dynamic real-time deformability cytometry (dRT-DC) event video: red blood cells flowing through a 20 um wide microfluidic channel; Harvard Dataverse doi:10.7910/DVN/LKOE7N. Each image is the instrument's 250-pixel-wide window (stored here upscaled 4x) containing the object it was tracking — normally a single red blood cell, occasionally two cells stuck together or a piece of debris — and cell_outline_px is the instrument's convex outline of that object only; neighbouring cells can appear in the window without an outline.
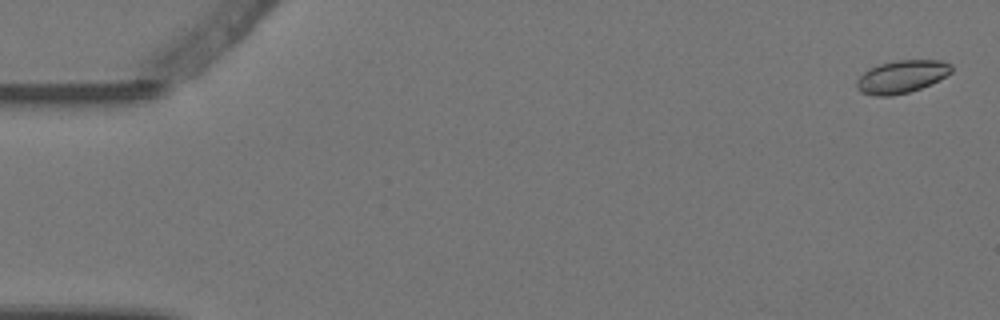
{"species": "Egyptian fruit bat (a non-hibernating species)", "species_latin": "Rousettus aegyptiacus", "temperature_condition": "warm", "stored_images_in_passage": 4, "camera_frame_rate_fps": 3000, "um_per_image_px": 0.085, "animal": {"sex": "female"}, "frame": {"image": 1, "passage_image": 1, "time_ms": 0.0, "image_size_px": [1000, 320], "cell_outline_px": [[952, 72], [920, 88], [908, 92], [892, 96], [872, 96], [860, 92], [856, 88], [856, 80], [864, 72], [880, 64], [896, 60], [940, 60], [952, 64]], "centroid_in_image_um": [76.6, 6.52], "position_along_channel_um": 8.4, "area_um2": 17.92}}